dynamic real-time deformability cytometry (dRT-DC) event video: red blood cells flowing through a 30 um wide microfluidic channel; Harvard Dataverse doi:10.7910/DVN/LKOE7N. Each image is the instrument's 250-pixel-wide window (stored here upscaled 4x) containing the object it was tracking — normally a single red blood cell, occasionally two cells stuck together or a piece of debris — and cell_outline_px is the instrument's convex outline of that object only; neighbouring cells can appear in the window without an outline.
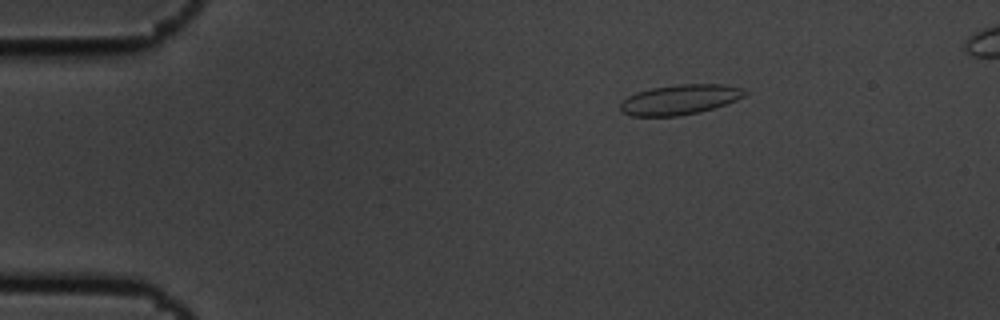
{"species": "common noctule bat (a hibernating species)", "species_latin": "Nyctalus noctula", "temperature_condition": "cold", "stored_images_in_passage": 4, "camera_frame_rate_fps": 3000, "um_per_image_px": 0.085, "animal": {"sex": "male", "body_mass_g": 19.5, "forearm_length_mm": 54.6}, "frame": {"image": 1, "passage_image": 3, "time_ms": 0.667, "image_size_px": [1000, 320], "cell_outline_px": [[748, 92], [744, 96], [736, 100], [700, 112], [676, 116], [632, 116], [620, 112], [620, 104], [628, 96], [636, 92], [652, 88], [680, 84], [724, 84], [744, 88]], "centroid_in_image_um": [57.79, 8.46], "position_along_channel_um": 27.2, "area_um2": 21.73}}